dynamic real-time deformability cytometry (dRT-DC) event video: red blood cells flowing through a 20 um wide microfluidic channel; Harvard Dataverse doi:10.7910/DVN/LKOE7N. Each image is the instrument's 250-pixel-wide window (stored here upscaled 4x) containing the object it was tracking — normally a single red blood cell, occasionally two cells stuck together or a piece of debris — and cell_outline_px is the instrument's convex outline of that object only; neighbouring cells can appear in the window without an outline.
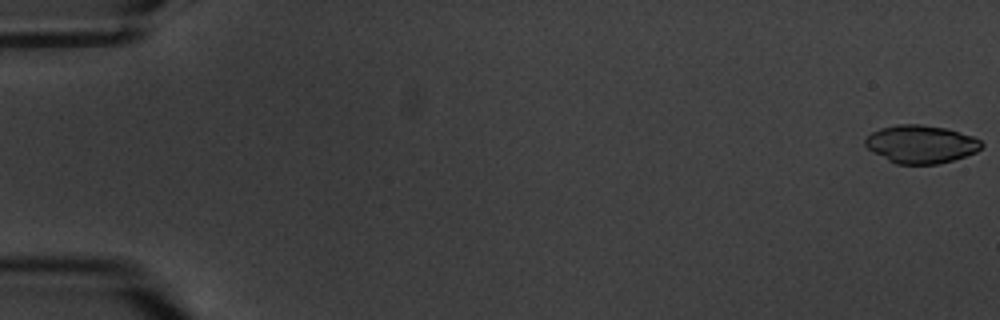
{"species": "common noctule bat (a hibernating species)", "species_latin": "Nyctalus noctula", "temperature_condition": "warm", "stored_images_in_passage": 6, "camera_frame_rate_fps": 3000, "um_per_image_px": 0.085, "animal": {"sex": "male", "body_mass_g": 20.1, "forearm_length_mm": 53.5}, "frame": {"image": 1, "passage_image": 1, "time_ms": 0.0, "image_size_px": [1000, 320], "cell_outline_px": [[984, 144], [976, 152], [952, 160], [936, 164], [896, 164], [872, 152], [864, 144], [864, 140], [872, 132], [880, 128], [896, 124], [920, 124], [944, 128], [972, 136], [980, 140]], "centroid_in_image_um": [78.25, 12.25], "position_along_channel_um": 6.8, "area_um2": 25.61}}
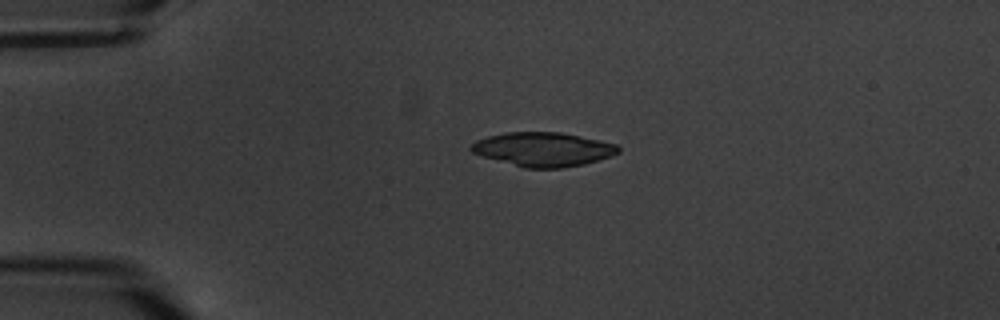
{"frame": {"image": 2, "passage_image": 5, "time_ms": 4.667, "image_size_px": [1000, 320], "cell_outline_px": [[620, 152], [612, 156], [584, 164], [560, 168], [524, 168], [484, 156], [472, 152], [468, 148], [476, 140], [488, 136], [504, 132], [560, 132], [616, 144], [620, 148]], "centroid_in_image_um": [46.16, 12.69], "position_along_channel_um": 38.8, "area_um2": 29.02}}